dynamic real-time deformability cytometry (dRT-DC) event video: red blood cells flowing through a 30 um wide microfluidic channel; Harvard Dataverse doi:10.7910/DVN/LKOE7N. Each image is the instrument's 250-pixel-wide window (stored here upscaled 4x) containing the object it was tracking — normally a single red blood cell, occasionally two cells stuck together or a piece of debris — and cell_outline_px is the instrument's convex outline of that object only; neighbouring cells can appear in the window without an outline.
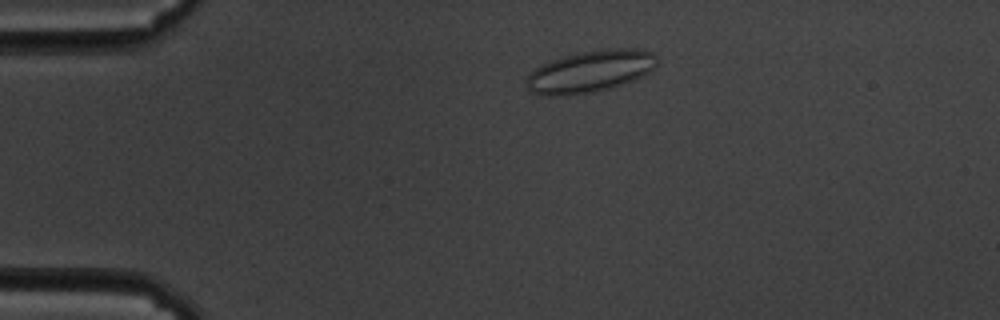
{"species": "common noctule bat (a hibernating species)", "species_latin": "Nyctalus noctula", "temperature_condition": "cold", "stored_images_in_passage": 53, "camera_frame_rate_fps": 3000, "um_per_image_px": 0.085, "animal": {"sex": "male", "body_mass_g": 19.5, "forearm_length_mm": 54.6}, "frame": {"image": 1, "passage_image": 7, "time_ms": 2.0, "image_size_px": [1000, 320], "cell_outline_px": [[656, 64], [648, 72], [632, 80], [612, 88], [592, 92], [564, 96], [540, 96], [528, 92], [524, 80], [528, 72], [552, 60], [564, 56], [584, 52], [608, 48], [632, 48], [652, 52], [656, 56]], "centroid_in_image_um": [50.08, 6.1], "position_along_channel_um": 34.9, "area_um2": 31.91}}
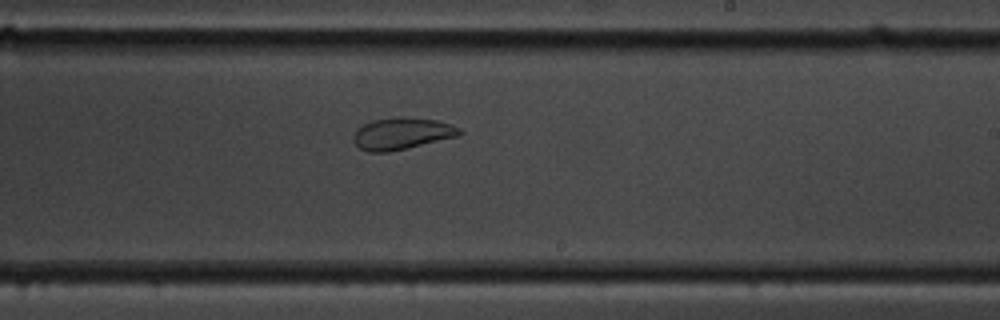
{"frame": {"image": 2, "passage_image": 30, "time_ms": 9.667, "image_size_px": [1000, 320], "cell_outline_px": [[464, 132], [460, 136], [408, 148], [388, 152], [368, 152], [360, 148], [352, 140], [352, 136], [356, 128], [372, 120], [396, 116], [400, 116], [436, 120], [452, 124], [460, 128]], "centroid_in_image_um": [34.17, 11.35], "position_along_channel_um": 254.8, "area_um2": 20.06}}
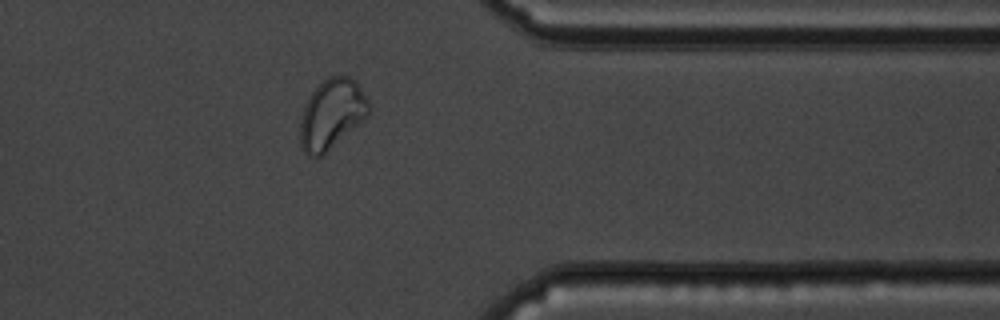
{"frame": {"image": 3, "passage_image": 42, "time_ms": 13.667, "image_size_px": [1000, 320], "cell_outline_px": [[368, 116], [364, 120], [324, 156], [316, 160], [308, 156], [300, 148], [300, 120], [304, 108], [312, 92], [324, 80], [332, 76], [348, 76], [356, 80], [368, 100]], "centroid_in_image_um": [28.18, 9.77], "position_along_channel_um": 383.2, "area_um2": 28.21}, "authors_computed_cell_mechanics": {"area_um2": 26.0678, "velocity_mm_per_s": 3.437, "shape_relaxation_time_tau1_ms": null, "shape_relaxation_time_tau2_ms": 1.3363, "deformation_change_tau1": null, "deformation_change_tau2": 0.0594}}